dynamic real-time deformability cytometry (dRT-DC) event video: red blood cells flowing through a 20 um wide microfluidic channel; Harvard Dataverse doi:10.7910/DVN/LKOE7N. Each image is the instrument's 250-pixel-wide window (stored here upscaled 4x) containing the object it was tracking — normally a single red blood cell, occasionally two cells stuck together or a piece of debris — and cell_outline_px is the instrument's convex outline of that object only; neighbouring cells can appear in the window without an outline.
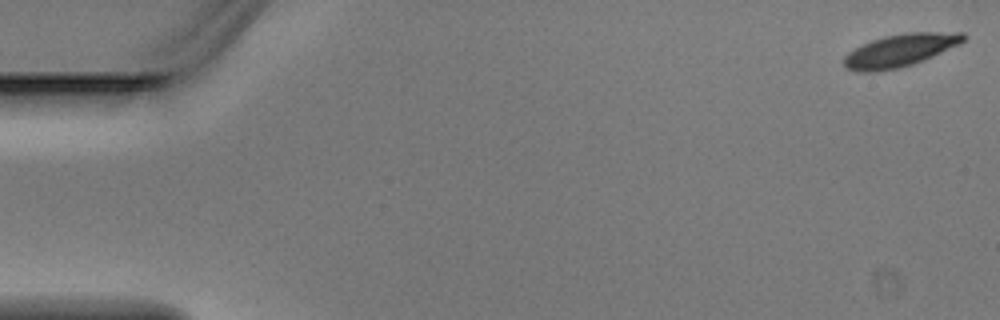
{"species": "Egyptian fruit bat (a non-hibernating species)", "species_latin": "Rousettus aegyptiacus", "temperature_condition": "warm", "stored_images_in_passage": 6, "camera_frame_rate_fps": 3000, "um_per_image_px": 0.085, "animal": {"sex": "male"}, "frame": {"image": 1, "passage_image": 1, "time_ms": 0.0, "image_size_px": [1000, 320], "cell_outline_px": [[968, 36], [964, 40], [924, 60], [912, 64], [896, 68], [872, 72], [860, 72], [848, 68], [844, 64], [844, 56], [848, 52], [872, 40], [884, 36], [908, 32], [964, 32]], "centroid_in_image_um": [76.5, 4.27], "position_along_channel_um": 8.5, "area_um2": 22.25}}
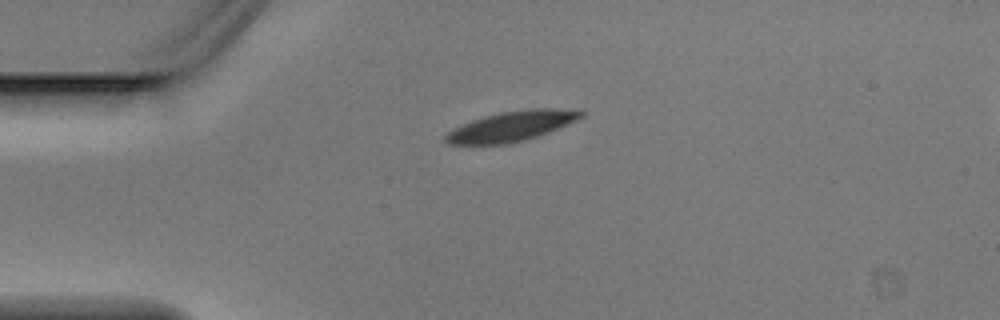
{"frame": {"image": 2, "passage_image": 4, "time_ms": 1.0, "image_size_px": [1000, 320], "cell_outline_px": [[584, 116], [568, 124], [548, 132], [524, 140], [508, 144], [448, 144], [444, 140], [444, 136], [452, 128], [472, 120], [484, 116], [500, 112], [532, 108], [548, 108], [584, 112]], "centroid_in_image_um": [43.42, 10.73], "position_along_channel_um": 41.6, "area_um2": 23.41}}
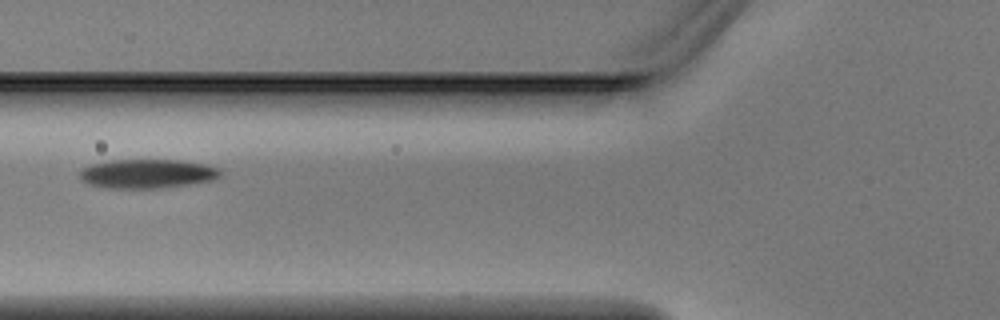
{"frame": {"image": 3, "passage_image": 6, "time_ms": 1.667, "image_size_px": [1000, 320], "cell_outline_px": [[224, 172], [220, 176], [212, 180], [188, 184], [156, 188], [104, 188], [88, 184], [80, 180], [80, 172], [84, 168], [92, 164], [112, 160], [180, 160], [208, 164], [220, 168]], "centroid_in_image_um": [12.55, 14.76], "position_along_channel_um": 113.3, "area_um2": 23.93}}